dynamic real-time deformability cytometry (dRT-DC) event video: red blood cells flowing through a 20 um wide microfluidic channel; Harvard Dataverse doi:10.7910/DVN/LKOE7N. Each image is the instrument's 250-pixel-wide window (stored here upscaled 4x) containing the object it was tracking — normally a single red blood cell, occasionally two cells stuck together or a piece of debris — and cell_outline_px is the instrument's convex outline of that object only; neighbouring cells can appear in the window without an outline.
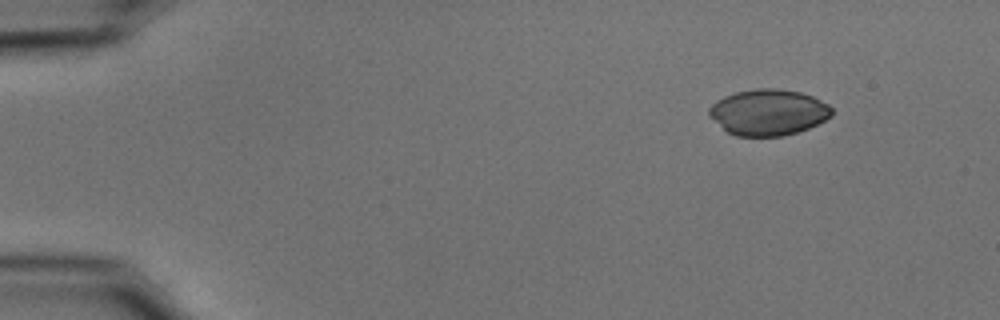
{"species": "common noctule bat (a hibernating species)", "species_latin": "Nyctalus noctula", "temperature_condition": "cold", "stored_images_in_passage": 48, "camera_frame_rate_fps": 3000, "um_per_image_px": 0.085, "animal": {"sex": "male", "body_mass_g": 15.6}, "frame": {"image": 1, "passage_image": 1, "time_ms": 0.0, "image_size_px": [1000, 320], "cell_outline_px": [[832, 116], [808, 128], [784, 136], [736, 136], [728, 132], [708, 116], [708, 108], [716, 100], [724, 96], [736, 92], [756, 88], [776, 88], [800, 92], [812, 96], [828, 104], [832, 108]], "centroid_in_image_um": [65.28, 9.54], "position_along_channel_um": 19.7, "area_um2": 32.95}}
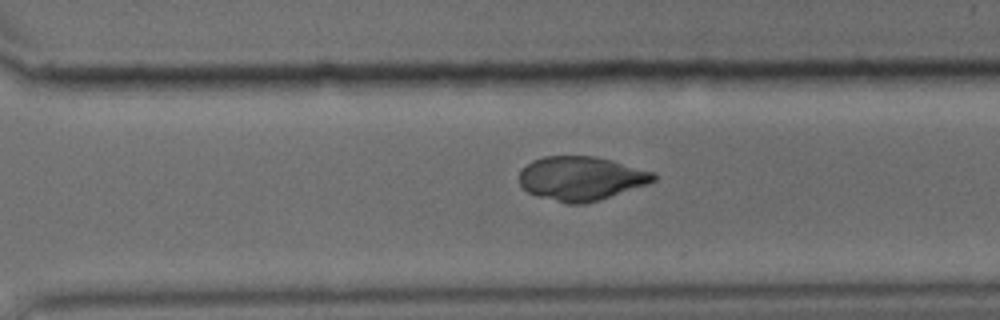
{"frame": {"image": 2, "passage_image": 33, "time_ms": 10.667, "image_size_px": [1000, 320], "cell_outline_px": [[656, 180], [648, 184], [600, 200], [584, 204], [568, 204], [536, 196], [528, 192], [520, 184], [520, 172], [532, 160], [544, 156], [592, 156], [612, 160], [652, 172], [656, 176]], "centroid_in_image_um": [49.39, 15.17], "position_along_channel_um": 321.2, "area_um2": 34.33}}
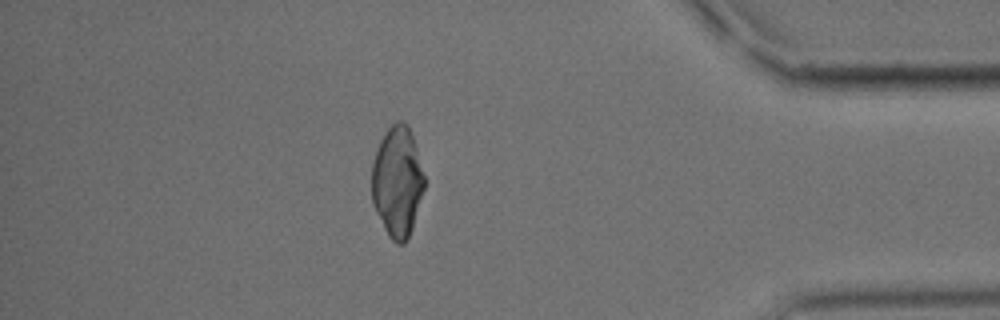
{"frame": {"image": 3, "passage_image": 42, "time_ms": 13.667, "image_size_px": [1000, 320], "cell_outline_px": [[424, 188], [412, 228], [404, 244], [396, 244], [388, 236], [372, 204], [372, 164], [376, 148], [384, 132], [396, 120], [404, 120], [408, 124], [412, 136], [424, 176]], "centroid_in_image_um": [33.75, 15.42], "position_along_channel_um": 401.5, "area_um2": 33.81}}